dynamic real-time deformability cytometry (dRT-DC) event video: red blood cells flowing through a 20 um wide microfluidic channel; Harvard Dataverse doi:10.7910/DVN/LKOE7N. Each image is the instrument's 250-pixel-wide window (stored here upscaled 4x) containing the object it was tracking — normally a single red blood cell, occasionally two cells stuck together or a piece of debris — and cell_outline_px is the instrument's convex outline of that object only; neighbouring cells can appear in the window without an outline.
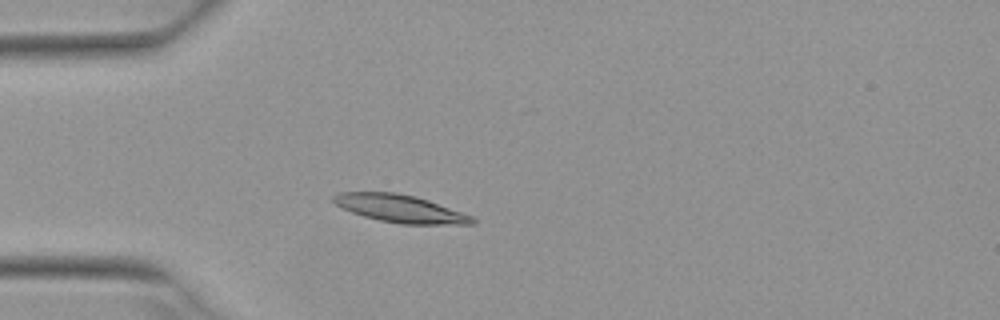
{"species": "Egyptian fruit bat (a non-hibernating species)", "species_latin": "Rousettus aegyptiacus", "temperature_condition": "warm", "stored_images_in_passage": 2, "camera_frame_rate_fps": 3000, "um_per_image_px": 0.085, "animal": {"sex": "female"}, "frame": {"image": 1, "passage_image": 2, "time_ms": 0.333, "image_size_px": [1000, 320], "cell_outline_px": [[476, 224], [400, 224], [380, 220], [364, 216], [352, 212], [336, 204], [332, 200], [332, 196], [340, 192], [396, 192], [416, 196], [428, 200], [472, 216], [476, 220]], "centroid_in_image_um": [34.02, 17.73], "position_along_channel_um": 51.0, "area_um2": 22.2}}